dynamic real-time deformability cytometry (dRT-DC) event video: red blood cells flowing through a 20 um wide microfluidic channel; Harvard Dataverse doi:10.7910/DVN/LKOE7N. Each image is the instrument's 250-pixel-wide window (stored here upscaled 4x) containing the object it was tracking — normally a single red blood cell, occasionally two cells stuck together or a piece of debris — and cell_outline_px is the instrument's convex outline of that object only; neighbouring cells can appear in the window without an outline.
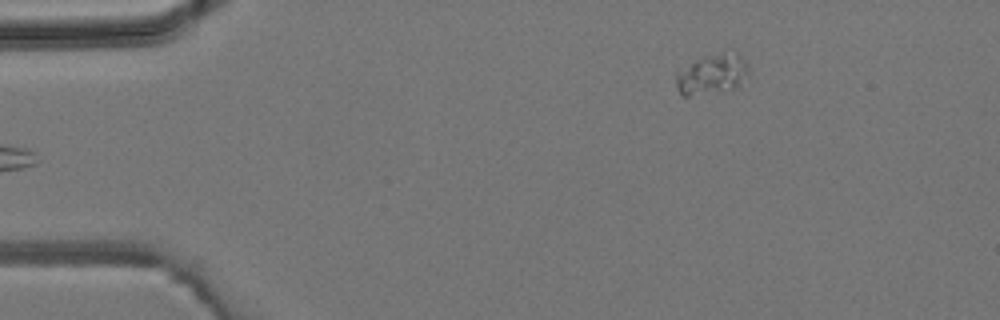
{"species": "common noctule bat (a hibernating species)", "species_latin": "Nyctalus noctula", "temperature_condition": "room temperature", "stored_images_in_passage": 4, "camera_frame_rate_fps": 3000, "um_per_image_px": 0.085, "animal": {"sex": "male", "body_mass_g": 19.2, "forearm_length_mm": 51.8}, "frame": {"image": 1, "passage_image": 4, "time_ms": 4.667, "image_size_px": [1000, 320], "cell_outline_px": [[748, 76], [740, 88], [688, 96], [684, 96], [680, 92], [676, 84], [676, 72], [696, 60], [736, 52], [740, 52], [748, 64]], "centroid_in_image_um": [60.59, 6.35], "position_along_channel_um": 24.4, "area_um2": 16.76}}